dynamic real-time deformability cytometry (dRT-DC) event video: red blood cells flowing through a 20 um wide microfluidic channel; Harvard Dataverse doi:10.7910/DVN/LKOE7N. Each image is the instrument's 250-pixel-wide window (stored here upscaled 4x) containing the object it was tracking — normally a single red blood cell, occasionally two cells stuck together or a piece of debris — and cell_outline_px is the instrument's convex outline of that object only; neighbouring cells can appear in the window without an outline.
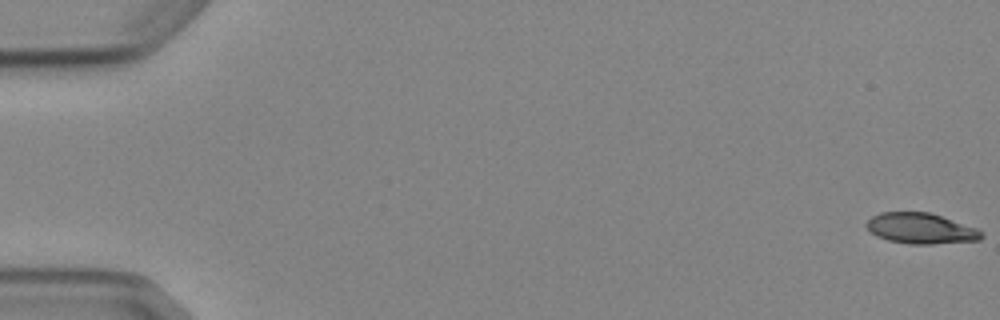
{"species": "Egyptian fruit bat (a non-hibernating species)", "species_latin": "Rousettus aegyptiacus", "temperature_condition": "cold", "stored_images_in_passage": 5, "camera_frame_rate_fps": 3000, "um_per_image_px": 0.085, "animal": {"sex": "female"}, "frame": {"image": 1, "passage_image": 1, "time_ms": 0.0, "image_size_px": [1000, 320], "cell_outline_px": [[984, 236], [980, 240], [932, 244], [908, 244], [888, 240], [876, 236], [864, 224], [872, 216], [880, 212], [928, 212], [976, 228], [984, 232]], "centroid_in_image_um": [78.26, 19.42], "position_along_channel_um": 6.7, "area_um2": 20.46}}
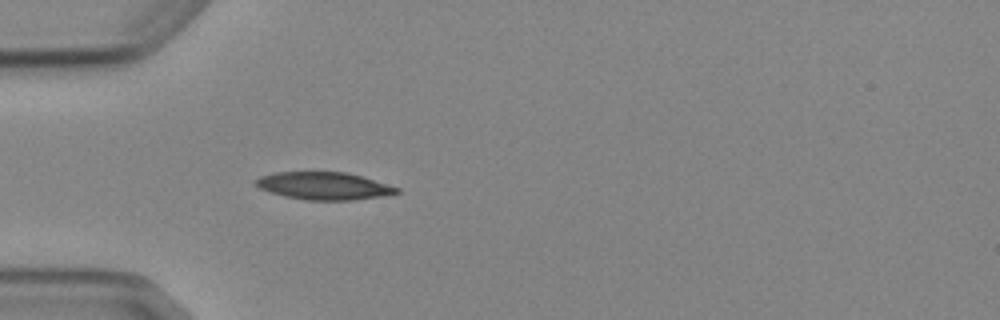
{"frame": {"image": 2, "passage_image": 5, "time_ms": 5.333, "image_size_px": [1000, 320], "cell_outline_px": [[400, 192], [384, 196], [352, 200], [304, 200], [284, 196], [268, 192], [252, 184], [252, 180], [260, 176], [272, 172], [344, 172], [360, 176], [400, 188]], "centroid_in_image_um": [27.45, 15.8], "position_along_channel_um": 57.5, "area_um2": 22.77}}